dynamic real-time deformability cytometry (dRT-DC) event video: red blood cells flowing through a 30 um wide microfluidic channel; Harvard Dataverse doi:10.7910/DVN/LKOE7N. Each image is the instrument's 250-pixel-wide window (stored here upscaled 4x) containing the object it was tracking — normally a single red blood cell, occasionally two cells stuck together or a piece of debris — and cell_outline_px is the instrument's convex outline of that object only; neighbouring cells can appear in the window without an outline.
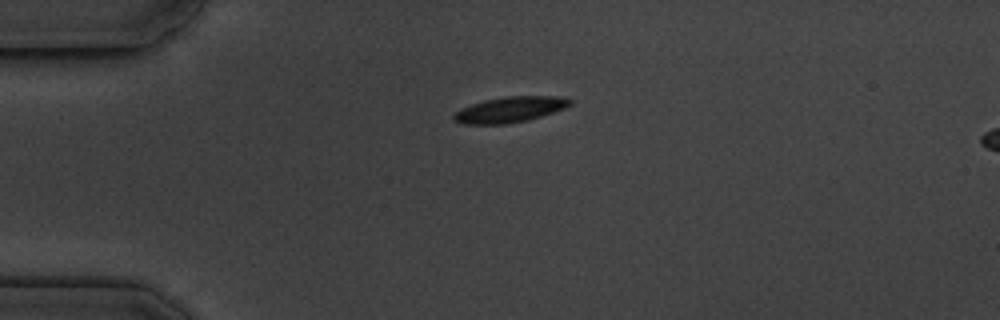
{"species": "common noctule bat (a hibernating species)", "species_latin": "Nyctalus noctula", "temperature_condition": "cold", "stored_images_in_passage": 3, "segment_of_instrument_passage": [1, 2], "camera_frame_rate_fps": 3000, "um_per_image_px": 0.085, "animal": {"sex": "male", "body_mass_g": 19.5, "forearm_length_mm": 54.6}, "frame": {"image": 1, "passage_image": 1, "time_ms": 0.0, "image_size_px": [1000, 320], "cell_outline_px": [[572, 104], [564, 108], [528, 120], [504, 124], [464, 124], [452, 120], [452, 116], [460, 108], [484, 100], [508, 96], [560, 96], [572, 100]], "centroid_in_image_um": [43.31, 9.31], "position_along_channel_um": 41.7, "area_um2": 17.28}}